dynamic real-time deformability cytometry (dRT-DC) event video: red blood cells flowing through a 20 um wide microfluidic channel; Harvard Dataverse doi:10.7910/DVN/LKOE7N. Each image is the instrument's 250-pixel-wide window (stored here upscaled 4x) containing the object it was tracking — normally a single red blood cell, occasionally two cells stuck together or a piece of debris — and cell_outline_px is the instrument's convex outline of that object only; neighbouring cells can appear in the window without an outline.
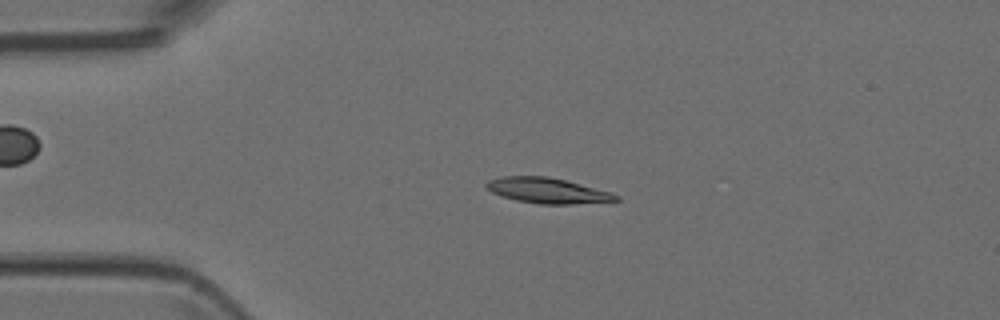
{"species": "Egyptian fruit bat (a non-hibernating species)", "species_latin": "Rousettus aegyptiacus", "temperature_condition": "room temperature", "stored_images_in_passage": 5, "camera_frame_rate_fps": 3000, "um_per_image_px": 0.085, "animal": {"sex": "female"}, "frame": {"image": 1, "passage_image": 3, "time_ms": 2.333, "image_size_px": [1000, 320], "cell_outline_px": [[620, 200], [572, 204], [540, 204], [516, 200], [500, 196], [492, 192], [484, 184], [488, 180], [500, 176], [548, 176], [612, 192], [620, 196]], "centroid_in_image_um": [46.52, 16.19], "position_along_channel_um": 38.5, "area_um2": 19.19}}